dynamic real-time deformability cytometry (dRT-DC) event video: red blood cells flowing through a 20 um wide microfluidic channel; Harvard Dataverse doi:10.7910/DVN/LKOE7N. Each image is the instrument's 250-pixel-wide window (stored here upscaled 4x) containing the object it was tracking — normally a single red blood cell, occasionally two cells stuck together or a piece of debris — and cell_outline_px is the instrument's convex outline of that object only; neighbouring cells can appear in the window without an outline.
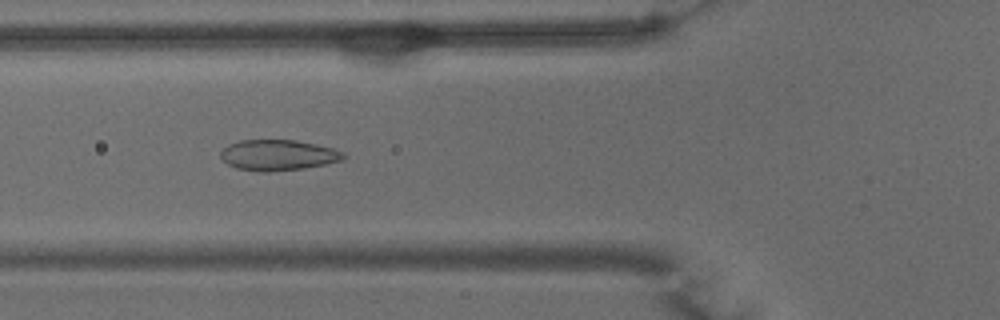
{"species": "common noctule bat (a hibernating species)", "species_latin": "Nyctalus noctula", "temperature_condition": "warm", "stored_images_in_passage": 53, "camera_frame_rate_fps": 3000, "um_per_image_px": 0.085, "animal": {"sex": "male", "body_mass_g": 15.6}, "frame": {"image": 1, "passage_image": 19, "time_ms": 6.0, "image_size_px": [1000, 320], "cell_outline_px": [[348, 156], [340, 160], [324, 164], [304, 168], [268, 172], [260, 172], [236, 168], [228, 164], [220, 156], [220, 152], [228, 144], [240, 140], [296, 140], [316, 144], [332, 148], [344, 152]], "centroid_in_image_um": [23.63, 13.18], "position_along_channel_um": 102.2, "area_um2": 21.96}}
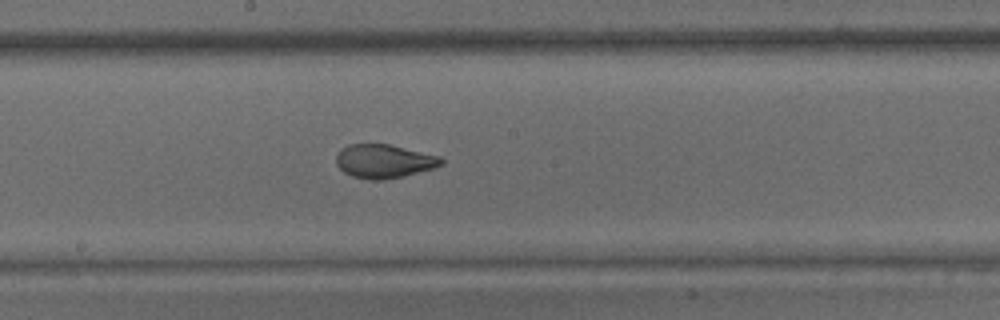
{"frame": {"image": 2, "passage_image": 28, "time_ms": 9.0, "image_size_px": [1000, 320], "cell_outline_px": [[444, 164], [436, 168], [404, 176], [384, 180], [368, 180], [352, 176], [344, 172], [336, 164], [336, 156], [340, 148], [348, 144], [388, 144], [440, 156], [444, 160]], "centroid_in_image_um": [32.65, 13.71], "position_along_channel_um": 215.6, "area_um2": 20.87}}
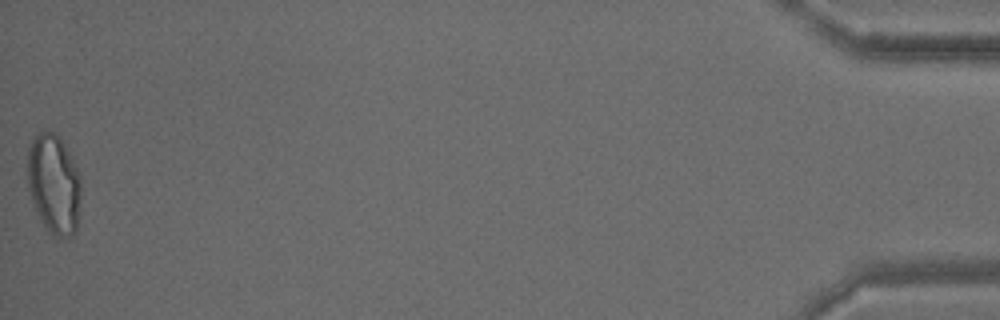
{"frame": {"image": 3, "passage_image": 53, "time_ms": 17.333, "image_size_px": [1000, 320], "cell_outline_px": [[80, 196], [76, 232], [72, 236], [52, 236], [44, 224], [32, 200], [28, 188], [28, 148], [32, 140], [40, 132], [56, 132], [60, 136], [80, 176]], "centroid_in_image_um": [4.58, 15.63], "position_along_channel_um": 430.6, "area_um2": 30.63}, "authors_computed_cell_mechanics": {"area_um2": 23.0044, "velocity_mm_per_s": 3.7648, "shape_relaxation_time_tau1_ms": 7.283, "shape_relaxation_time_tau2_ms": null, "deformation_change_tau1": 0.2104, "deformation_change_tau2": null}}